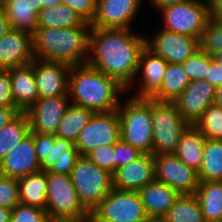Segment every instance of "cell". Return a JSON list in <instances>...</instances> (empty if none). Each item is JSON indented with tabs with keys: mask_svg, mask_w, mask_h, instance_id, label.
I'll use <instances>...</instances> for the list:
<instances>
[{
	"mask_svg": "<svg viewBox=\"0 0 222 222\" xmlns=\"http://www.w3.org/2000/svg\"><path fill=\"white\" fill-rule=\"evenodd\" d=\"M145 38L127 28H91L87 64L129 90L137 77Z\"/></svg>",
	"mask_w": 222,
	"mask_h": 222,
	"instance_id": "6da1fadb",
	"label": "cell"
},
{
	"mask_svg": "<svg viewBox=\"0 0 222 222\" xmlns=\"http://www.w3.org/2000/svg\"><path fill=\"white\" fill-rule=\"evenodd\" d=\"M126 91L117 80L87 63L70 68L68 96L71 104L85 107L94 113L110 112L118 110V94Z\"/></svg>",
	"mask_w": 222,
	"mask_h": 222,
	"instance_id": "7a4b0ae2",
	"label": "cell"
},
{
	"mask_svg": "<svg viewBox=\"0 0 222 222\" xmlns=\"http://www.w3.org/2000/svg\"><path fill=\"white\" fill-rule=\"evenodd\" d=\"M91 28L88 22L71 28H36L32 32L34 57L70 66L86 64Z\"/></svg>",
	"mask_w": 222,
	"mask_h": 222,
	"instance_id": "3957f363",
	"label": "cell"
},
{
	"mask_svg": "<svg viewBox=\"0 0 222 222\" xmlns=\"http://www.w3.org/2000/svg\"><path fill=\"white\" fill-rule=\"evenodd\" d=\"M118 113L120 138L141 153L152 154L151 98L131 97L124 104L120 102Z\"/></svg>",
	"mask_w": 222,
	"mask_h": 222,
	"instance_id": "277c9868",
	"label": "cell"
},
{
	"mask_svg": "<svg viewBox=\"0 0 222 222\" xmlns=\"http://www.w3.org/2000/svg\"><path fill=\"white\" fill-rule=\"evenodd\" d=\"M153 145L152 154L174 153L181 135L190 125L177 110L174 102L151 98Z\"/></svg>",
	"mask_w": 222,
	"mask_h": 222,
	"instance_id": "5b68a950",
	"label": "cell"
},
{
	"mask_svg": "<svg viewBox=\"0 0 222 222\" xmlns=\"http://www.w3.org/2000/svg\"><path fill=\"white\" fill-rule=\"evenodd\" d=\"M46 179V212L51 222L79 220L90 216L79 199L70 175L46 171Z\"/></svg>",
	"mask_w": 222,
	"mask_h": 222,
	"instance_id": "8992f818",
	"label": "cell"
},
{
	"mask_svg": "<svg viewBox=\"0 0 222 222\" xmlns=\"http://www.w3.org/2000/svg\"><path fill=\"white\" fill-rule=\"evenodd\" d=\"M70 178L81 203L90 213L114 188L113 174L95 165L87 156L77 159Z\"/></svg>",
	"mask_w": 222,
	"mask_h": 222,
	"instance_id": "52a82bcc",
	"label": "cell"
},
{
	"mask_svg": "<svg viewBox=\"0 0 222 222\" xmlns=\"http://www.w3.org/2000/svg\"><path fill=\"white\" fill-rule=\"evenodd\" d=\"M96 222H147L138 191L113 188L91 211Z\"/></svg>",
	"mask_w": 222,
	"mask_h": 222,
	"instance_id": "ba28073f",
	"label": "cell"
},
{
	"mask_svg": "<svg viewBox=\"0 0 222 222\" xmlns=\"http://www.w3.org/2000/svg\"><path fill=\"white\" fill-rule=\"evenodd\" d=\"M41 170L54 174L70 175L80 157L74 143L55 134L32 132Z\"/></svg>",
	"mask_w": 222,
	"mask_h": 222,
	"instance_id": "9c48e42d",
	"label": "cell"
},
{
	"mask_svg": "<svg viewBox=\"0 0 222 222\" xmlns=\"http://www.w3.org/2000/svg\"><path fill=\"white\" fill-rule=\"evenodd\" d=\"M167 31L200 40L210 20L205 0H187L159 10Z\"/></svg>",
	"mask_w": 222,
	"mask_h": 222,
	"instance_id": "30bf717a",
	"label": "cell"
},
{
	"mask_svg": "<svg viewBox=\"0 0 222 222\" xmlns=\"http://www.w3.org/2000/svg\"><path fill=\"white\" fill-rule=\"evenodd\" d=\"M120 139L119 113L113 110L94 113L74 145L80 156H86L94 148L116 144Z\"/></svg>",
	"mask_w": 222,
	"mask_h": 222,
	"instance_id": "8fae6325",
	"label": "cell"
},
{
	"mask_svg": "<svg viewBox=\"0 0 222 222\" xmlns=\"http://www.w3.org/2000/svg\"><path fill=\"white\" fill-rule=\"evenodd\" d=\"M155 180L175 189L180 195L195 194L198 172L187 166L174 153L153 155Z\"/></svg>",
	"mask_w": 222,
	"mask_h": 222,
	"instance_id": "7c38bea8",
	"label": "cell"
},
{
	"mask_svg": "<svg viewBox=\"0 0 222 222\" xmlns=\"http://www.w3.org/2000/svg\"><path fill=\"white\" fill-rule=\"evenodd\" d=\"M146 39V47L166 62L182 64L200 49L199 39L177 34L165 29Z\"/></svg>",
	"mask_w": 222,
	"mask_h": 222,
	"instance_id": "4fadbf2b",
	"label": "cell"
},
{
	"mask_svg": "<svg viewBox=\"0 0 222 222\" xmlns=\"http://www.w3.org/2000/svg\"><path fill=\"white\" fill-rule=\"evenodd\" d=\"M69 105L68 95L38 99L25 111L29 120L30 131L41 134H56Z\"/></svg>",
	"mask_w": 222,
	"mask_h": 222,
	"instance_id": "5bb4252c",
	"label": "cell"
},
{
	"mask_svg": "<svg viewBox=\"0 0 222 222\" xmlns=\"http://www.w3.org/2000/svg\"><path fill=\"white\" fill-rule=\"evenodd\" d=\"M216 87L206 80L190 81L173 101L183 119L194 124L211 104H214Z\"/></svg>",
	"mask_w": 222,
	"mask_h": 222,
	"instance_id": "9a60e30c",
	"label": "cell"
},
{
	"mask_svg": "<svg viewBox=\"0 0 222 222\" xmlns=\"http://www.w3.org/2000/svg\"><path fill=\"white\" fill-rule=\"evenodd\" d=\"M41 170L32 132L0 160V175L19 179Z\"/></svg>",
	"mask_w": 222,
	"mask_h": 222,
	"instance_id": "2e32d148",
	"label": "cell"
},
{
	"mask_svg": "<svg viewBox=\"0 0 222 222\" xmlns=\"http://www.w3.org/2000/svg\"><path fill=\"white\" fill-rule=\"evenodd\" d=\"M71 66L61 62L33 60V70L39 99L68 95Z\"/></svg>",
	"mask_w": 222,
	"mask_h": 222,
	"instance_id": "e0dca14e",
	"label": "cell"
},
{
	"mask_svg": "<svg viewBox=\"0 0 222 222\" xmlns=\"http://www.w3.org/2000/svg\"><path fill=\"white\" fill-rule=\"evenodd\" d=\"M142 0H99L92 28H127L138 15Z\"/></svg>",
	"mask_w": 222,
	"mask_h": 222,
	"instance_id": "ac0fdd59",
	"label": "cell"
},
{
	"mask_svg": "<svg viewBox=\"0 0 222 222\" xmlns=\"http://www.w3.org/2000/svg\"><path fill=\"white\" fill-rule=\"evenodd\" d=\"M35 59L32 33L11 29L0 39V69L21 67Z\"/></svg>",
	"mask_w": 222,
	"mask_h": 222,
	"instance_id": "d6986e66",
	"label": "cell"
},
{
	"mask_svg": "<svg viewBox=\"0 0 222 222\" xmlns=\"http://www.w3.org/2000/svg\"><path fill=\"white\" fill-rule=\"evenodd\" d=\"M155 180L153 154L142 153L113 174V187L119 190L139 191Z\"/></svg>",
	"mask_w": 222,
	"mask_h": 222,
	"instance_id": "ffe728a7",
	"label": "cell"
},
{
	"mask_svg": "<svg viewBox=\"0 0 222 222\" xmlns=\"http://www.w3.org/2000/svg\"><path fill=\"white\" fill-rule=\"evenodd\" d=\"M168 62L161 56L154 54L146 46L139 59L137 76L141 72L142 82L135 98H153L161 89L163 76L167 70Z\"/></svg>",
	"mask_w": 222,
	"mask_h": 222,
	"instance_id": "44dd1931",
	"label": "cell"
},
{
	"mask_svg": "<svg viewBox=\"0 0 222 222\" xmlns=\"http://www.w3.org/2000/svg\"><path fill=\"white\" fill-rule=\"evenodd\" d=\"M11 79V92L14 105L25 112L38 99V91L33 70V61L30 64L7 69Z\"/></svg>",
	"mask_w": 222,
	"mask_h": 222,
	"instance_id": "7402d4cb",
	"label": "cell"
},
{
	"mask_svg": "<svg viewBox=\"0 0 222 222\" xmlns=\"http://www.w3.org/2000/svg\"><path fill=\"white\" fill-rule=\"evenodd\" d=\"M148 217L165 216L180 194L159 181H152L138 191Z\"/></svg>",
	"mask_w": 222,
	"mask_h": 222,
	"instance_id": "603a6c76",
	"label": "cell"
},
{
	"mask_svg": "<svg viewBox=\"0 0 222 222\" xmlns=\"http://www.w3.org/2000/svg\"><path fill=\"white\" fill-rule=\"evenodd\" d=\"M3 12L12 29L33 32L37 28V0H6Z\"/></svg>",
	"mask_w": 222,
	"mask_h": 222,
	"instance_id": "cb8c5ba5",
	"label": "cell"
},
{
	"mask_svg": "<svg viewBox=\"0 0 222 222\" xmlns=\"http://www.w3.org/2000/svg\"><path fill=\"white\" fill-rule=\"evenodd\" d=\"M205 136L192 124L181 135L174 154L187 166L199 171L203 160Z\"/></svg>",
	"mask_w": 222,
	"mask_h": 222,
	"instance_id": "d4e9b609",
	"label": "cell"
},
{
	"mask_svg": "<svg viewBox=\"0 0 222 222\" xmlns=\"http://www.w3.org/2000/svg\"><path fill=\"white\" fill-rule=\"evenodd\" d=\"M18 180L20 203L46 210L47 179L46 171H38Z\"/></svg>",
	"mask_w": 222,
	"mask_h": 222,
	"instance_id": "484cf974",
	"label": "cell"
},
{
	"mask_svg": "<svg viewBox=\"0 0 222 222\" xmlns=\"http://www.w3.org/2000/svg\"><path fill=\"white\" fill-rule=\"evenodd\" d=\"M195 195L205 222L222 221V181L199 182Z\"/></svg>",
	"mask_w": 222,
	"mask_h": 222,
	"instance_id": "4316f807",
	"label": "cell"
},
{
	"mask_svg": "<svg viewBox=\"0 0 222 222\" xmlns=\"http://www.w3.org/2000/svg\"><path fill=\"white\" fill-rule=\"evenodd\" d=\"M85 21L65 4L44 8L38 14L37 28H71L82 26Z\"/></svg>",
	"mask_w": 222,
	"mask_h": 222,
	"instance_id": "83f0119b",
	"label": "cell"
},
{
	"mask_svg": "<svg viewBox=\"0 0 222 222\" xmlns=\"http://www.w3.org/2000/svg\"><path fill=\"white\" fill-rule=\"evenodd\" d=\"M93 114L94 112L90 109L70 104L55 135L70 140L75 144L79 133L88 124Z\"/></svg>",
	"mask_w": 222,
	"mask_h": 222,
	"instance_id": "f1b7e54d",
	"label": "cell"
},
{
	"mask_svg": "<svg viewBox=\"0 0 222 222\" xmlns=\"http://www.w3.org/2000/svg\"><path fill=\"white\" fill-rule=\"evenodd\" d=\"M198 178L199 182L222 181V141L206 139Z\"/></svg>",
	"mask_w": 222,
	"mask_h": 222,
	"instance_id": "f546056e",
	"label": "cell"
},
{
	"mask_svg": "<svg viewBox=\"0 0 222 222\" xmlns=\"http://www.w3.org/2000/svg\"><path fill=\"white\" fill-rule=\"evenodd\" d=\"M189 83L190 79L181 64L168 63L162 87L153 99L173 102Z\"/></svg>",
	"mask_w": 222,
	"mask_h": 222,
	"instance_id": "4dcf8cb0",
	"label": "cell"
},
{
	"mask_svg": "<svg viewBox=\"0 0 222 222\" xmlns=\"http://www.w3.org/2000/svg\"><path fill=\"white\" fill-rule=\"evenodd\" d=\"M169 222H205L195 194H182L164 216Z\"/></svg>",
	"mask_w": 222,
	"mask_h": 222,
	"instance_id": "1f68e13d",
	"label": "cell"
},
{
	"mask_svg": "<svg viewBox=\"0 0 222 222\" xmlns=\"http://www.w3.org/2000/svg\"><path fill=\"white\" fill-rule=\"evenodd\" d=\"M30 133L29 120L25 112L0 129V160Z\"/></svg>",
	"mask_w": 222,
	"mask_h": 222,
	"instance_id": "d6a6232c",
	"label": "cell"
},
{
	"mask_svg": "<svg viewBox=\"0 0 222 222\" xmlns=\"http://www.w3.org/2000/svg\"><path fill=\"white\" fill-rule=\"evenodd\" d=\"M193 125L206 139L222 141V107L211 104Z\"/></svg>",
	"mask_w": 222,
	"mask_h": 222,
	"instance_id": "836d02e7",
	"label": "cell"
},
{
	"mask_svg": "<svg viewBox=\"0 0 222 222\" xmlns=\"http://www.w3.org/2000/svg\"><path fill=\"white\" fill-rule=\"evenodd\" d=\"M199 45L200 49L210 56L222 52V20L210 18L199 40Z\"/></svg>",
	"mask_w": 222,
	"mask_h": 222,
	"instance_id": "e575fe53",
	"label": "cell"
},
{
	"mask_svg": "<svg viewBox=\"0 0 222 222\" xmlns=\"http://www.w3.org/2000/svg\"><path fill=\"white\" fill-rule=\"evenodd\" d=\"M190 81L206 80L208 68H210V55L204 53L201 49L187 58L182 64Z\"/></svg>",
	"mask_w": 222,
	"mask_h": 222,
	"instance_id": "d590c367",
	"label": "cell"
},
{
	"mask_svg": "<svg viewBox=\"0 0 222 222\" xmlns=\"http://www.w3.org/2000/svg\"><path fill=\"white\" fill-rule=\"evenodd\" d=\"M86 156L95 165H98L100 168L109 171L111 174L116 172L115 144L94 148Z\"/></svg>",
	"mask_w": 222,
	"mask_h": 222,
	"instance_id": "8d00e7d4",
	"label": "cell"
},
{
	"mask_svg": "<svg viewBox=\"0 0 222 222\" xmlns=\"http://www.w3.org/2000/svg\"><path fill=\"white\" fill-rule=\"evenodd\" d=\"M19 203L18 180L13 177L0 175V206L13 209Z\"/></svg>",
	"mask_w": 222,
	"mask_h": 222,
	"instance_id": "74e56055",
	"label": "cell"
},
{
	"mask_svg": "<svg viewBox=\"0 0 222 222\" xmlns=\"http://www.w3.org/2000/svg\"><path fill=\"white\" fill-rule=\"evenodd\" d=\"M10 222H51L46 210L19 203L12 209Z\"/></svg>",
	"mask_w": 222,
	"mask_h": 222,
	"instance_id": "f35d334b",
	"label": "cell"
},
{
	"mask_svg": "<svg viewBox=\"0 0 222 222\" xmlns=\"http://www.w3.org/2000/svg\"><path fill=\"white\" fill-rule=\"evenodd\" d=\"M62 4L74 9L80 17L88 23H92L97 10L96 0H60Z\"/></svg>",
	"mask_w": 222,
	"mask_h": 222,
	"instance_id": "ab89813d",
	"label": "cell"
},
{
	"mask_svg": "<svg viewBox=\"0 0 222 222\" xmlns=\"http://www.w3.org/2000/svg\"><path fill=\"white\" fill-rule=\"evenodd\" d=\"M116 152V170L122 166H125L129 162H132L142 153L131 144L124 142L120 139L115 144Z\"/></svg>",
	"mask_w": 222,
	"mask_h": 222,
	"instance_id": "60d3db41",
	"label": "cell"
},
{
	"mask_svg": "<svg viewBox=\"0 0 222 222\" xmlns=\"http://www.w3.org/2000/svg\"><path fill=\"white\" fill-rule=\"evenodd\" d=\"M0 107H16L11 92V79L7 70L0 69Z\"/></svg>",
	"mask_w": 222,
	"mask_h": 222,
	"instance_id": "b9f144b4",
	"label": "cell"
},
{
	"mask_svg": "<svg viewBox=\"0 0 222 222\" xmlns=\"http://www.w3.org/2000/svg\"><path fill=\"white\" fill-rule=\"evenodd\" d=\"M206 81L216 88L222 85V65L213 60L212 56H210V68H208Z\"/></svg>",
	"mask_w": 222,
	"mask_h": 222,
	"instance_id": "7bdbcfd3",
	"label": "cell"
},
{
	"mask_svg": "<svg viewBox=\"0 0 222 222\" xmlns=\"http://www.w3.org/2000/svg\"><path fill=\"white\" fill-rule=\"evenodd\" d=\"M20 112L17 107H0V129L14 119Z\"/></svg>",
	"mask_w": 222,
	"mask_h": 222,
	"instance_id": "ee69618b",
	"label": "cell"
},
{
	"mask_svg": "<svg viewBox=\"0 0 222 222\" xmlns=\"http://www.w3.org/2000/svg\"><path fill=\"white\" fill-rule=\"evenodd\" d=\"M209 16L212 19L222 20V0H205Z\"/></svg>",
	"mask_w": 222,
	"mask_h": 222,
	"instance_id": "f6af8a7d",
	"label": "cell"
},
{
	"mask_svg": "<svg viewBox=\"0 0 222 222\" xmlns=\"http://www.w3.org/2000/svg\"><path fill=\"white\" fill-rule=\"evenodd\" d=\"M11 29L12 28L7 19V16L3 10H0V39H2L3 36L6 35Z\"/></svg>",
	"mask_w": 222,
	"mask_h": 222,
	"instance_id": "bcb514c9",
	"label": "cell"
},
{
	"mask_svg": "<svg viewBox=\"0 0 222 222\" xmlns=\"http://www.w3.org/2000/svg\"><path fill=\"white\" fill-rule=\"evenodd\" d=\"M151 3V5L157 9V10H161L162 8L166 7V6H170V5H174L177 3H181L187 0H149Z\"/></svg>",
	"mask_w": 222,
	"mask_h": 222,
	"instance_id": "7dc6e473",
	"label": "cell"
},
{
	"mask_svg": "<svg viewBox=\"0 0 222 222\" xmlns=\"http://www.w3.org/2000/svg\"><path fill=\"white\" fill-rule=\"evenodd\" d=\"M61 4L60 0H37V9L41 11L44 8L54 7Z\"/></svg>",
	"mask_w": 222,
	"mask_h": 222,
	"instance_id": "c3c4849f",
	"label": "cell"
},
{
	"mask_svg": "<svg viewBox=\"0 0 222 222\" xmlns=\"http://www.w3.org/2000/svg\"><path fill=\"white\" fill-rule=\"evenodd\" d=\"M12 209L0 206V222H10Z\"/></svg>",
	"mask_w": 222,
	"mask_h": 222,
	"instance_id": "681fc988",
	"label": "cell"
},
{
	"mask_svg": "<svg viewBox=\"0 0 222 222\" xmlns=\"http://www.w3.org/2000/svg\"><path fill=\"white\" fill-rule=\"evenodd\" d=\"M214 104L222 107V85L216 88Z\"/></svg>",
	"mask_w": 222,
	"mask_h": 222,
	"instance_id": "f907efd6",
	"label": "cell"
},
{
	"mask_svg": "<svg viewBox=\"0 0 222 222\" xmlns=\"http://www.w3.org/2000/svg\"><path fill=\"white\" fill-rule=\"evenodd\" d=\"M59 222H96L91 216L79 220H63Z\"/></svg>",
	"mask_w": 222,
	"mask_h": 222,
	"instance_id": "816d5d0a",
	"label": "cell"
},
{
	"mask_svg": "<svg viewBox=\"0 0 222 222\" xmlns=\"http://www.w3.org/2000/svg\"><path fill=\"white\" fill-rule=\"evenodd\" d=\"M147 222H169L164 216L148 217Z\"/></svg>",
	"mask_w": 222,
	"mask_h": 222,
	"instance_id": "f5cc1de1",
	"label": "cell"
},
{
	"mask_svg": "<svg viewBox=\"0 0 222 222\" xmlns=\"http://www.w3.org/2000/svg\"><path fill=\"white\" fill-rule=\"evenodd\" d=\"M212 57H213V60H215L216 62L222 65V52H219L213 55Z\"/></svg>",
	"mask_w": 222,
	"mask_h": 222,
	"instance_id": "db71d44e",
	"label": "cell"
},
{
	"mask_svg": "<svg viewBox=\"0 0 222 222\" xmlns=\"http://www.w3.org/2000/svg\"><path fill=\"white\" fill-rule=\"evenodd\" d=\"M6 0H0V10H3Z\"/></svg>",
	"mask_w": 222,
	"mask_h": 222,
	"instance_id": "11a10c76",
	"label": "cell"
}]
</instances>
